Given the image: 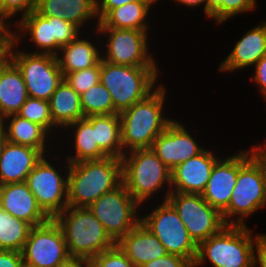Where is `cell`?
I'll return each mask as SVG.
<instances>
[{"instance_id": "6da1fadb", "label": "cell", "mask_w": 266, "mask_h": 267, "mask_svg": "<svg viewBox=\"0 0 266 267\" xmlns=\"http://www.w3.org/2000/svg\"><path fill=\"white\" fill-rule=\"evenodd\" d=\"M166 93V88L160 84L147 97L119 113L123 151L150 149L173 121L163 115Z\"/></svg>"}, {"instance_id": "7a4b0ae2", "label": "cell", "mask_w": 266, "mask_h": 267, "mask_svg": "<svg viewBox=\"0 0 266 267\" xmlns=\"http://www.w3.org/2000/svg\"><path fill=\"white\" fill-rule=\"evenodd\" d=\"M68 206L89 207L104 193L110 192L122 183V161L106 157L69 163Z\"/></svg>"}, {"instance_id": "3957f363", "label": "cell", "mask_w": 266, "mask_h": 267, "mask_svg": "<svg viewBox=\"0 0 266 267\" xmlns=\"http://www.w3.org/2000/svg\"><path fill=\"white\" fill-rule=\"evenodd\" d=\"M257 234L243 225H226L197 246L195 264L214 267H257ZM208 259V260H207Z\"/></svg>"}, {"instance_id": "277c9868", "label": "cell", "mask_w": 266, "mask_h": 267, "mask_svg": "<svg viewBox=\"0 0 266 267\" xmlns=\"http://www.w3.org/2000/svg\"><path fill=\"white\" fill-rule=\"evenodd\" d=\"M53 219L62 229L70 257L91 260L116 245L88 207L68 206Z\"/></svg>"}, {"instance_id": "5b68a950", "label": "cell", "mask_w": 266, "mask_h": 267, "mask_svg": "<svg viewBox=\"0 0 266 267\" xmlns=\"http://www.w3.org/2000/svg\"><path fill=\"white\" fill-rule=\"evenodd\" d=\"M158 66H125L101 58L100 82L110 92L114 108L120 113L141 101L159 85Z\"/></svg>"}, {"instance_id": "8992f818", "label": "cell", "mask_w": 266, "mask_h": 267, "mask_svg": "<svg viewBox=\"0 0 266 267\" xmlns=\"http://www.w3.org/2000/svg\"><path fill=\"white\" fill-rule=\"evenodd\" d=\"M121 161L122 183L141 206L168 183L164 201L167 200L171 192V170L151 148L125 152Z\"/></svg>"}, {"instance_id": "52a82bcc", "label": "cell", "mask_w": 266, "mask_h": 267, "mask_svg": "<svg viewBox=\"0 0 266 267\" xmlns=\"http://www.w3.org/2000/svg\"><path fill=\"white\" fill-rule=\"evenodd\" d=\"M266 206L263 173L250 156L249 149L239 152V171L228 207L222 212L227 225L245 226V218ZM234 216L236 219H234Z\"/></svg>"}, {"instance_id": "ba28073f", "label": "cell", "mask_w": 266, "mask_h": 267, "mask_svg": "<svg viewBox=\"0 0 266 267\" xmlns=\"http://www.w3.org/2000/svg\"><path fill=\"white\" fill-rule=\"evenodd\" d=\"M17 45L10 39L4 45L3 53L20 70L28 96L49 101L64 79L57 57L52 54L27 53L21 49L16 52Z\"/></svg>"}, {"instance_id": "9c48e42d", "label": "cell", "mask_w": 266, "mask_h": 267, "mask_svg": "<svg viewBox=\"0 0 266 267\" xmlns=\"http://www.w3.org/2000/svg\"><path fill=\"white\" fill-rule=\"evenodd\" d=\"M14 27L19 29L16 32L15 30L12 31V40L17 44L20 43L21 37L27 34L30 36V41L35 44L34 46H37V51H32L31 53L52 54L55 56L59 53L61 47L66 46L82 33L81 29L70 21L55 16L43 17L35 10L20 18ZM20 29L26 34H19Z\"/></svg>"}, {"instance_id": "30bf717a", "label": "cell", "mask_w": 266, "mask_h": 267, "mask_svg": "<svg viewBox=\"0 0 266 267\" xmlns=\"http://www.w3.org/2000/svg\"><path fill=\"white\" fill-rule=\"evenodd\" d=\"M139 206L127 187L121 183L112 191L100 196L88 209L117 244L141 221V216L136 214Z\"/></svg>"}, {"instance_id": "8fae6325", "label": "cell", "mask_w": 266, "mask_h": 267, "mask_svg": "<svg viewBox=\"0 0 266 267\" xmlns=\"http://www.w3.org/2000/svg\"><path fill=\"white\" fill-rule=\"evenodd\" d=\"M140 222L157 237L167 253L195 262L198 245L189 236L178 213L167 200H163L150 214L141 216Z\"/></svg>"}, {"instance_id": "7c38bea8", "label": "cell", "mask_w": 266, "mask_h": 267, "mask_svg": "<svg viewBox=\"0 0 266 267\" xmlns=\"http://www.w3.org/2000/svg\"><path fill=\"white\" fill-rule=\"evenodd\" d=\"M167 201L174 207L197 245L227 225L222 213L210 206L201 194L170 192Z\"/></svg>"}, {"instance_id": "4fadbf2b", "label": "cell", "mask_w": 266, "mask_h": 267, "mask_svg": "<svg viewBox=\"0 0 266 267\" xmlns=\"http://www.w3.org/2000/svg\"><path fill=\"white\" fill-rule=\"evenodd\" d=\"M98 33L107 35L108 42L102 59L112 64L125 66H157L148 51V30L97 28Z\"/></svg>"}, {"instance_id": "5bb4252c", "label": "cell", "mask_w": 266, "mask_h": 267, "mask_svg": "<svg viewBox=\"0 0 266 267\" xmlns=\"http://www.w3.org/2000/svg\"><path fill=\"white\" fill-rule=\"evenodd\" d=\"M46 158L43 156L35 165L25 183L38 205L53 219L68 207V174L63 177Z\"/></svg>"}, {"instance_id": "9a60e30c", "label": "cell", "mask_w": 266, "mask_h": 267, "mask_svg": "<svg viewBox=\"0 0 266 267\" xmlns=\"http://www.w3.org/2000/svg\"><path fill=\"white\" fill-rule=\"evenodd\" d=\"M22 257L33 267H57L70 257L62 229L54 219L31 228Z\"/></svg>"}, {"instance_id": "2e32d148", "label": "cell", "mask_w": 266, "mask_h": 267, "mask_svg": "<svg viewBox=\"0 0 266 267\" xmlns=\"http://www.w3.org/2000/svg\"><path fill=\"white\" fill-rule=\"evenodd\" d=\"M151 149L171 171L205 150L186 127L176 120L154 140Z\"/></svg>"}, {"instance_id": "e0dca14e", "label": "cell", "mask_w": 266, "mask_h": 267, "mask_svg": "<svg viewBox=\"0 0 266 267\" xmlns=\"http://www.w3.org/2000/svg\"><path fill=\"white\" fill-rule=\"evenodd\" d=\"M218 159L212 151L205 149L199 155L176 166L171 171V192L201 194Z\"/></svg>"}, {"instance_id": "ac0fdd59", "label": "cell", "mask_w": 266, "mask_h": 267, "mask_svg": "<svg viewBox=\"0 0 266 267\" xmlns=\"http://www.w3.org/2000/svg\"><path fill=\"white\" fill-rule=\"evenodd\" d=\"M0 207L32 227L42 225L51 219L38 205L25 182L2 185Z\"/></svg>"}, {"instance_id": "d6986e66", "label": "cell", "mask_w": 266, "mask_h": 267, "mask_svg": "<svg viewBox=\"0 0 266 267\" xmlns=\"http://www.w3.org/2000/svg\"><path fill=\"white\" fill-rule=\"evenodd\" d=\"M239 171V153L219 158L211 172L205 190L201 193L203 199L221 213L228 207Z\"/></svg>"}, {"instance_id": "ffe728a7", "label": "cell", "mask_w": 266, "mask_h": 267, "mask_svg": "<svg viewBox=\"0 0 266 267\" xmlns=\"http://www.w3.org/2000/svg\"><path fill=\"white\" fill-rule=\"evenodd\" d=\"M266 55V22L247 31L218 67L220 72L249 68Z\"/></svg>"}, {"instance_id": "44dd1931", "label": "cell", "mask_w": 266, "mask_h": 267, "mask_svg": "<svg viewBox=\"0 0 266 267\" xmlns=\"http://www.w3.org/2000/svg\"><path fill=\"white\" fill-rule=\"evenodd\" d=\"M44 155L30 146L6 142L0 157V183L25 182Z\"/></svg>"}, {"instance_id": "7402d4cb", "label": "cell", "mask_w": 266, "mask_h": 267, "mask_svg": "<svg viewBox=\"0 0 266 267\" xmlns=\"http://www.w3.org/2000/svg\"><path fill=\"white\" fill-rule=\"evenodd\" d=\"M28 97L20 70L3 53L0 56V120L17 114Z\"/></svg>"}, {"instance_id": "603a6c76", "label": "cell", "mask_w": 266, "mask_h": 267, "mask_svg": "<svg viewBox=\"0 0 266 267\" xmlns=\"http://www.w3.org/2000/svg\"><path fill=\"white\" fill-rule=\"evenodd\" d=\"M117 245L136 267L168 254L163 244L141 222L130 230Z\"/></svg>"}, {"instance_id": "cb8c5ba5", "label": "cell", "mask_w": 266, "mask_h": 267, "mask_svg": "<svg viewBox=\"0 0 266 267\" xmlns=\"http://www.w3.org/2000/svg\"><path fill=\"white\" fill-rule=\"evenodd\" d=\"M35 11L43 17L63 18L80 29L95 17L98 20L97 0H37Z\"/></svg>"}, {"instance_id": "d4e9b609", "label": "cell", "mask_w": 266, "mask_h": 267, "mask_svg": "<svg viewBox=\"0 0 266 267\" xmlns=\"http://www.w3.org/2000/svg\"><path fill=\"white\" fill-rule=\"evenodd\" d=\"M1 123L8 142L33 147L46 156L45 144L49 142L47 140L51 134L44 127L17 114L4 117Z\"/></svg>"}, {"instance_id": "484cf974", "label": "cell", "mask_w": 266, "mask_h": 267, "mask_svg": "<svg viewBox=\"0 0 266 267\" xmlns=\"http://www.w3.org/2000/svg\"><path fill=\"white\" fill-rule=\"evenodd\" d=\"M80 37L81 35L61 47L59 54L56 55L63 76L95 66L102 58V52L94 43L83 37L80 39Z\"/></svg>"}, {"instance_id": "4316f807", "label": "cell", "mask_w": 266, "mask_h": 267, "mask_svg": "<svg viewBox=\"0 0 266 267\" xmlns=\"http://www.w3.org/2000/svg\"><path fill=\"white\" fill-rule=\"evenodd\" d=\"M157 1H137L129 2L120 7L112 9L100 22L96 28H117L149 30L146 21L150 14V7Z\"/></svg>"}, {"instance_id": "83f0119b", "label": "cell", "mask_w": 266, "mask_h": 267, "mask_svg": "<svg viewBox=\"0 0 266 267\" xmlns=\"http://www.w3.org/2000/svg\"><path fill=\"white\" fill-rule=\"evenodd\" d=\"M53 123L60 129L68 124L85 118L80 95L65 79L59 84L49 100Z\"/></svg>"}, {"instance_id": "f1b7e54d", "label": "cell", "mask_w": 266, "mask_h": 267, "mask_svg": "<svg viewBox=\"0 0 266 267\" xmlns=\"http://www.w3.org/2000/svg\"><path fill=\"white\" fill-rule=\"evenodd\" d=\"M95 128L96 142L108 156L122 158L125 151L121 142V121L118 114L85 117Z\"/></svg>"}, {"instance_id": "f546056e", "label": "cell", "mask_w": 266, "mask_h": 267, "mask_svg": "<svg viewBox=\"0 0 266 267\" xmlns=\"http://www.w3.org/2000/svg\"><path fill=\"white\" fill-rule=\"evenodd\" d=\"M66 129L74 130L73 141L75 144V156H67L69 163H77L87 160H100L108 157L96 142L95 128L86 119L82 118L76 122L68 124Z\"/></svg>"}, {"instance_id": "4dcf8cb0", "label": "cell", "mask_w": 266, "mask_h": 267, "mask_svg": "<svg viewBox=\"0 0 266 267\" xmlns=\"http://www.w3.org/2000/svg\"><path fill=\"white\" fill-rule=\"evenodd\" d=\"M32 226L0 207V250L22 252Z\"/></svg>"}, {"instance_id": "1f68e13d", "label": "cell", "mask_w": 266, "mask_h": 267, "mask_svg": "<svg viewBox=\"0 0 266 267\" xmlns=\"http://www.w3.org/2000/svg\"><path fill=\"white\" fill-rule=\"evenodd\" d=\"M80 100L82 112L85 117L119 113L114 108L110 92L101 82L83 92L80 95Z\"/></svg>"}, {"instance_id": "d6a6232c", "label": "cell", "mask_w": 266, "mask_h": 267, "mask_svg": "<svg viewBox=\"0 0 266 267\" xmlns=\"http://www.w3.org/2000/svg\"><path fill=\"white\" fill-rule=\"evenodd\" d=\"M17 115L44 127L50 134L57 126L52 121L49 101L28 97Z\"/></svg>"}, {"instance_id": "836d02e7", "label": "cell", "mask_w": 266, "mask_h": 267, "mask_svg": "<svg viewBox=\"0 0 266 267\" xmlns=\"http://www.w3.org/2000/svg\"><path fill=\"white\" fill-rule=\"evenodd\" d=\"M101 60L90 68L67 73L64 79L79 94L100 82Z\"/></svg>"}, {"instance_id": "e575fe53", "label": "cell", "mask_w": 266, "mask_h": 267, "mask_svg": "<svg viewBox=\"0 0 266 267\" xmlns=\"http://www.w3.org/2000/svg\"><path fill=\"white\" fill-rule=\"evenodd\" d=\"M91 267H136L116 244L90 260Z\"/></svg>"}, {"instance_id": "d590c367", "label": "cell", "mask_w": 266, "mask_h": 267, "mask_svg": "<svg viewBox=\"0 0 266 267\" xmlns=\"http://www.w3.org/2000/svg\"><path fill=\"white\" fill-rule=\"evenodd\" d=\"M37 0H3V18L8 21L9 18L22 12V17L30 14L36 9Z\"/></svg>"}, {"instance_id": "8d00e7d4", "label": "cell", "mask_w": 266, "mask_h": 267, "mask_svg": "<svg viewBox=\"0 0 266 267\" xmlns=\"http://www.w3.org/2000/svg\"><path fill=\"white\" fill-rule=\"evenodd\" d=\"M257 0H223V22H226L230 17L255 11Z\"/></svg>"}, {"instance_id": "74e56055", "label": "cell", "mask_w": 266, "mask_h": 267, "mask_svg": "<svg viewBox=\"0 0 266 267\" xmlns=\"http://www.w3.org/2000/svg\"><path fill=\"white\" fill-rule=\"evenodd\" d=\"M191 264L189 259L168 253L163 257L144 263L140 267H190Z\"/></svg>"}, {"instance_id": "f35d334b", "label": "cell", "mask_w": 266, "mask_h": 267, "mask_svg": "<svg viewBox=\"0 0 266 267\" xmlns=\"http://www.w3.org/2000/svg\"><path fill=\"white\" fill-rule=\"evenodd\" d=\"M137 1H158V0H97V15L100 22L112 9L120 7L129 2Z\"/></svg>"}, {"instance_id": "ab89813d", "label": "cell", "mask_w": 266, "mask_h": 267, "mask_svg": "<svg viewBox=\"0 0 266 267\" xmlns=\"http://www.w3.org/2000/svg\"><path fill=\"white\" fill-rule=\"evenodd\" d=\"M254 70V78L253 81L258 85V89H260V94L264 96L266 100V55L263 56L256 64Z\"/></svg>"}, {"instance_id": "60d3db41", "label": "cell", "mask_w": 266, "mask_h": 267, "mask_svg": "<svg viewBox=\"0 0 266 267\" xmlns=\"http://www.w3.org/2000/svg\"><path fill=\"white\" fill-rule=\"evenodd\" d=\"M23 264L22 252L0 250V267H22Z\"/></svg>"}, {"instance_id": "b9f144b4", "label": "cell", "mask_w": 266, "mask_h": 267, "mask_svg": "<svg viewBox=\"0 0 266 267\" xmlns=\"http://www.w3.org/2000/svg\"><path fill=\"white\" fill-rule=\"evenodd\" d=\"M256 144L251 149L249 148L250 156L259 164L262 173L266 194V146Z\"/></svg>"}, {"instance_id": "7bdbcfd3", "label": "cell", "mask_w": 266, "mask_h": 267, "mask_svg": "<svg viewBox=\"0 0 266 267\" xmlns=\"http://www.w3.org/2000/svg\"><path fill=\"white\" fill-rule=\"evenodd\" d=\"M206 16L218 24L223 23V0H206Z\"/></svg>"}, {"instance_id": "ee69618b", "label": "cell", "mask_w": 266, "mask_h": 267, "mask_svg": "<svg viewBox=\"0 0 266 267\" xmlns=\"http://www.w3.org/2000/svg\"><path fill=\"white\" fill-rule=\"evenodd\" d=\"M257 267H266V235L257 234Z\"/></svg>"}, {"instance_id": "f6af8a7d", "label": "cell", "mask_w": 266, "mask_h": 267, "mask_svg": "<svg viewBox=\"0 0 266 267\" xmlns=\"http://www.w3.org/2000/svg\"><path fill=\"white\" fill-rule=\"evenodd\" d=\"M7 21L0 15V42L5 45L10 39H12V31L10 30V25Z\"/></svg>"}, {"instance_id": "bcb514c9", "label": "cell", "mask_w": 266, "mask_h": 267, "mask_svg": "<svg viewBox=\"0 0 266 267\" xmlns=\"http://www.w3.org/2000/svg\"><path fill=\"white\" fill-rule=\"evenodd\" d=\"M57 267H91V263L88 259L69 257L66 261H64Z\"/></svg>"}, {"instance_id": "7dc6e473", "label": "cell", "mask_w": 266, "mask_h": 267, "mask_svg": "<svg viewBox=\"0 0 266 267\" xmlns=\"http://www.w3.org/2000/svg\"><path fill=\"white\" fill-rule=\"evenodd\" d=\"M176 2H178L179 4L185 5L187 7H195V6H199V5H205L204 6V12L206 14V0H174Z\"/></svg>"}, {"instance_id": "c3c4849f", "label": "cell", "mask_w": 266, "mask_h": 267, "mask_svg": "<svg viewBox=\"0 0 266 267\" xmlns=\"http://www.w3.org/2000/svg\"><path fill=\"white\" fill-rule=\"evenodd\" d=\"M7 139H6V135H5V131H4V127L1 123L0 120V157L2 155L4 146L6 145Z\"/></svg>"}, {"instance_id": "681fc988", "label": "cell", "mask_w": 266, "mask_h": 267, "mask_svg": "<svg viewBox=\"0 0 266 267\" xmlns=\"http://www.w3.org/2000/svg\"><path fill=\"white\" fill-rule=\"evenodd\" d=\"M0 15L3 17V0H0Z\"/></svg>"}, {"instance_id": "f907efd6", "label": "cell", "mask_w": 266, "mask_h": 267, "mask_svg": "<svg viewBox=\"0 0 266 267\" xmlns=\"http://www.w3.org/2000/svg\"><path fill=\"white\" fill-rule=\"evenodd\" d=\"M3 47H4V45L2 43H0V56L3 54Z\"/></svg>"}, {"instance_id": "816d5d0a", "label": "cell", "mask_w": 266, "mask_h": 267, "mask_svg": "<svg viewBox=\"0 0 266 267\" xmlns=\"http://www.w3.org/2000/svg\"><path fill=\"white\" fill-rule=\"evenodd\" d=\"M22 267H33V266L24 263Z\"/></svg>"}, {"instance_id": "f5cc1de1", "label": "cell", "mask_w": 266, "mask_h": 267, "mask_svg": "<svg viewBox=\"0 0 266 267\" xmlns=\"http://www.w3.org/2000/svg\"><path fill=\"white\" fill-rule=\"evenodd\" d=\"M190 267H197V265L193 262Z\"/></svg>"}]
</instances>
